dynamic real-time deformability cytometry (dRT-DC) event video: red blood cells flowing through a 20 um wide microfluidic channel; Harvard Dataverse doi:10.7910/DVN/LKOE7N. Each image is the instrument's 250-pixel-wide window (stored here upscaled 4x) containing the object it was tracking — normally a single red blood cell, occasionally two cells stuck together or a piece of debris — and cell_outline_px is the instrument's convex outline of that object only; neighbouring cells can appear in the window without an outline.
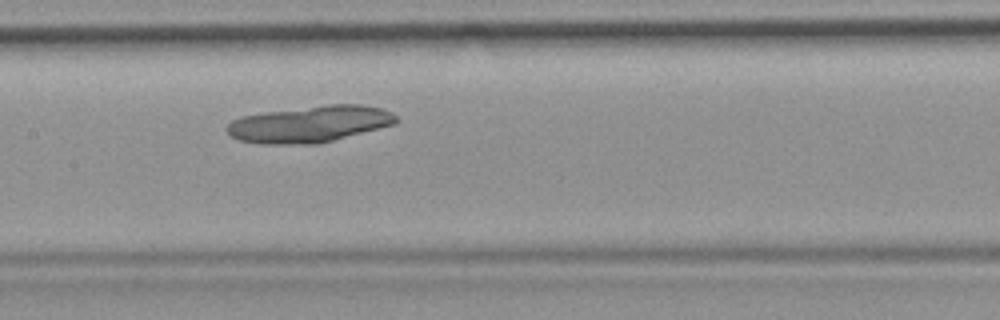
{"species": "common noctule bat (a hibernating species)", "species_latin": "Nyctalus noctula", "temperature_condition": "room temperature", "stored_images_in_passage": 5, "camera_frame_rate_fps": 3000, "um_per_image_px": 0.085, "animal": {"sex": "female", "body_mass_g": 19.9}, "frame": {"image": 1, "passage_image": 5, "time_ms": 5.333, "image_size_px": [1000, 320], "cell_outline_px": [[400, 120], [396, 124], [316, 144], [260, 144], [240, 140], [232, 136], [224, 128], [232, 120], [244, 116], [264, 112], [328, 104], [360, 104], [380, 108], [392, 112]], "centroid_in_image_um": [26.34, 10.54], "position_along_channel_um": 181.1, "area_um2": 35.95}}